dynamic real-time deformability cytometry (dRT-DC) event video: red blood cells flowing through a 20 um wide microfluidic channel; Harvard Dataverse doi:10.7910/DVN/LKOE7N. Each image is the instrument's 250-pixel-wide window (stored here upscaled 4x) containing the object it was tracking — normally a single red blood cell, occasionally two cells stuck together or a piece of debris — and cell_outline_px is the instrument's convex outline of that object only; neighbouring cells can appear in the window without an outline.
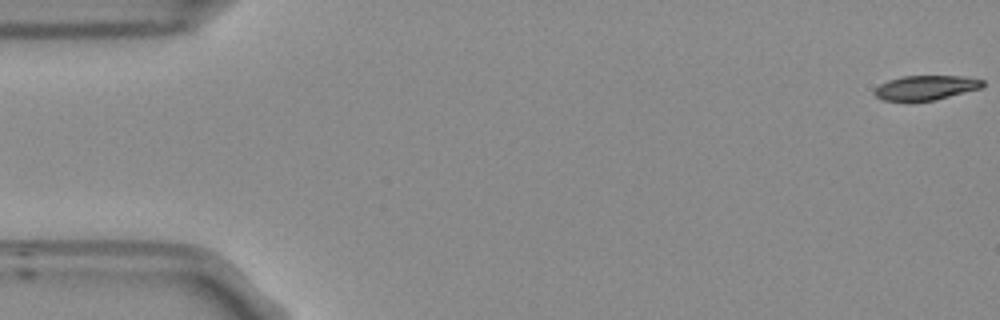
{"species": "Egyptian fruit bat (a non-hibernating species)", "species_latin": "Rousettus aegyptiacus", "temperature_condition": "room temperature", "stored_images_in_passage": 54, "camera_frame_rate_fps": 3000, "um_per_image_px": 0.085, "frame": {"image": 1, "passage_image": 1, "time_ms": 0.0, "image_size_px": [1000, 320], "cell_outline_px": [[984, 88], [936, 100], [908, 104], [880, 100], [872, 92], [880, 84], [888, 80], [900, 76], [964, 76], [984, 80]], "centroid_in_image_um": [78.66, 7.5], "position_along_channel_um": 6.3, "area_um2": 16.42}}
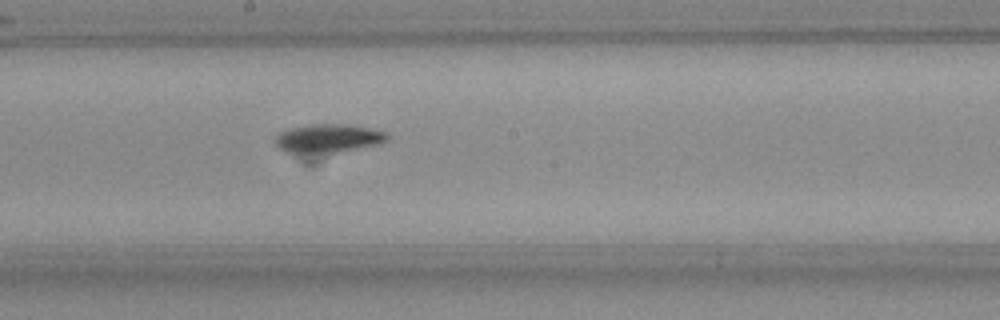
{"frame": {"image": 2, "passage_image": 29, "time_ms": 9.333, "image_size_px": [1000, 320], "cell_outline_px": [[388, 140], [376, 144], [336, 152], [288, 152], [280, 148], [272, 140], [280, 132], [288, 128], [308, 124], [340, 124], [368, 128], [388, 132]], "centroid_in_image_um": [27.85, 11.73], "position_along_channel_um": 220.3, "area_um2": 18.26}}
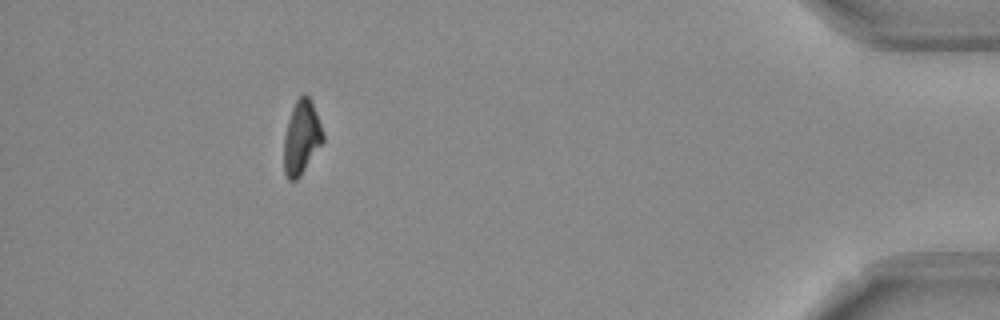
{"frame": {"image": 3, "passage_image": 49, "time_ms": 16.0, "image_size_px": [1000, 320], "cell_outline_px": [[324, 140], [300, 176], [296, 180], [288, 180], [284, 172], [284, 136], [288, 120], [292, 108], [296, 100], [304, 92], [308, 96], [316, 112], [324, 132]], "centroid_in_image_um": [25.62, 11.68], "position_along_channel_um": 409.6, "area_um2": 16.7}, "authors_computed_cell_mechanics": {"area_um2": 17.6868, "velocity_mm_per_s": 3.7725, "shape_relaxation_time_tau1_ms": 4.8534, "shape_relaxation_time_tau2_ms": null, "deformation_change_tau1": 0.1574, "deformation_change_tau2": null}}